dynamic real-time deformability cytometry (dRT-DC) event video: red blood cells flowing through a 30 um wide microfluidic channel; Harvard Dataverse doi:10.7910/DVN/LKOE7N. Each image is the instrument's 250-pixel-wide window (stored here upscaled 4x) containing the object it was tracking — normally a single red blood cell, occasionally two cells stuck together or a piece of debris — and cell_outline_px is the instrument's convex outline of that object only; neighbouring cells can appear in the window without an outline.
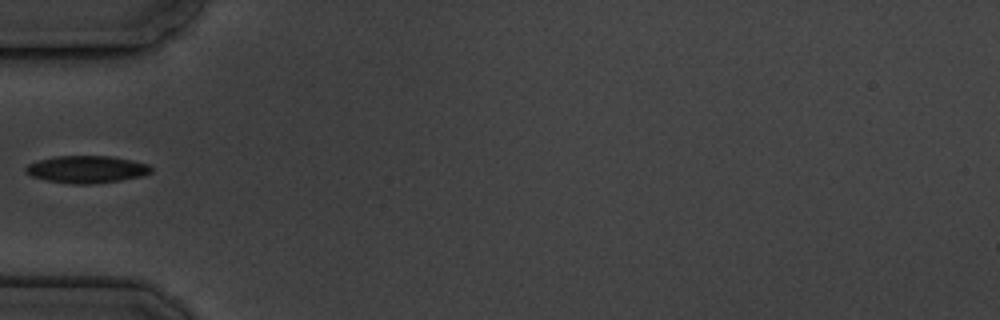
{"species": "common noctule bat (a hibernating species)", "species_latin": "Nyctalus noctula", "temperature_condition": "cold", "stored_images_in_passage": 5, "camera_frame_rate_fps": 3000, "um_per_image_px": 0.085, "animal": {"sex": "male", "body_mass_g": 19.5, "forearm_length_mm": 54.6}, "frame": {"image": 1, "passage_image": 5, "time_ms": 5.333, "image_size_px": [1000, 320], "cell_outline_px": [[152, 172], [144, 176], [120, 180], [92, 184], [72, 184], [48, 180], [32, 176], [24, 172], [24, 168], [28, 164], [40, 160], [56, 156], [112, 156], [132, 160], [148, 164], [152, 168]], "centroid_in_image_um": [7.39, 14.39], "position_along_channel_um": 77.6, "area_um2": 19.94}}